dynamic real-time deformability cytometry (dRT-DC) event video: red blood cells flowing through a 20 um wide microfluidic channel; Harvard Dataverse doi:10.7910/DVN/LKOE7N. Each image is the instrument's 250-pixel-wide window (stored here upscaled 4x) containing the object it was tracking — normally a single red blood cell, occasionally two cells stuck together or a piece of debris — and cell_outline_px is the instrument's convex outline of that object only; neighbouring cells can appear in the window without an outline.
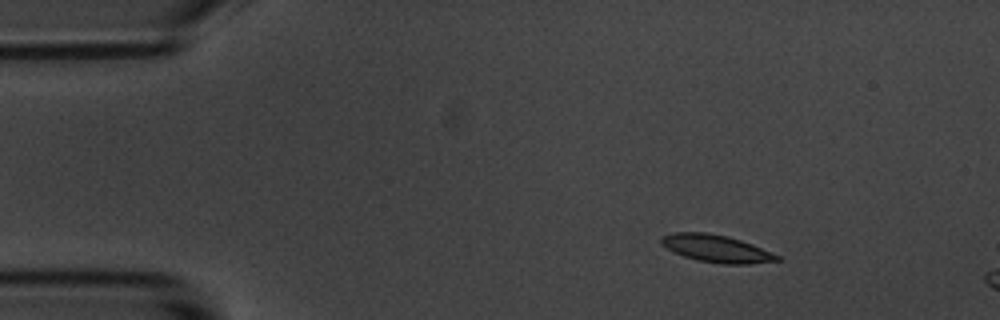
{"species": "common noctule bat (a hibernating species)", "species_latin": "Nyctalus noctula", "temperature_condition": "room temperature", "stored_images_in_passage": 7, "camera_frame_rate_fps": 3000, "um_per_image_px": 0.085, "animal": {"sex": "male", "body_mass_g": 20.1, "forearm_length_mm": 53.5}, "frame": {"image": 1, "passage_image": 1, "time_ms": 0.0, "image_size_px": [1000, 320], "cell_outline_px": [[784, 260], [748, 264], [724, 264], [696, 260], [684, 256], [660, 244], [660, 236], [672, 232], [708, 232], [728, 236], [752, 244], [780, 256]], "centroid_in_image_um": [60.89, 21.12], "position_along_channel_um": 24.1, "area_um2": 18.55}}